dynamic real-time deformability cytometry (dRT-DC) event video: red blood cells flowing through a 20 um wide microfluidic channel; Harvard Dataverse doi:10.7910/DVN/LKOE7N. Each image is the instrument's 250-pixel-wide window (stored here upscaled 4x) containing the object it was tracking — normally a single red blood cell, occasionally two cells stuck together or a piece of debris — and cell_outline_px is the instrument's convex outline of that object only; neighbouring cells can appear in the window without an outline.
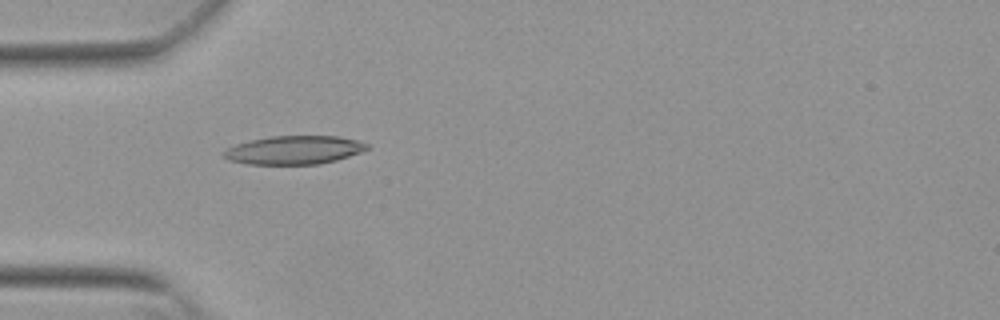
{"species": "Egyptian fruit bat (a non-hibernating species)", "species_latin": "Rousettus aegyptiacus", "temperature_condition": "warm", "stored_images_in_passage": 34, "camera_frame_rate_fps": 3000, "um_per_image_px": 0.085, "animal": {"sex": "female"}, "frame": {"image": 1, "passage_image": 9, "time_ms": 2.667, "image_size_px": [1000, 320], "cell_outline_px": [[368, 148], [360, 152], [336, 160], [320, 164], [244, 164], [228, 160], [224, 156], [224, 152], [228, 148], [236, 144], [268, 136], [340, 136], [356, 140], [368, 144]], "centroid_in_image_um": [24.99, 12.75], "position_along_channel_um": 60.0, "area_um2": 23.64}}
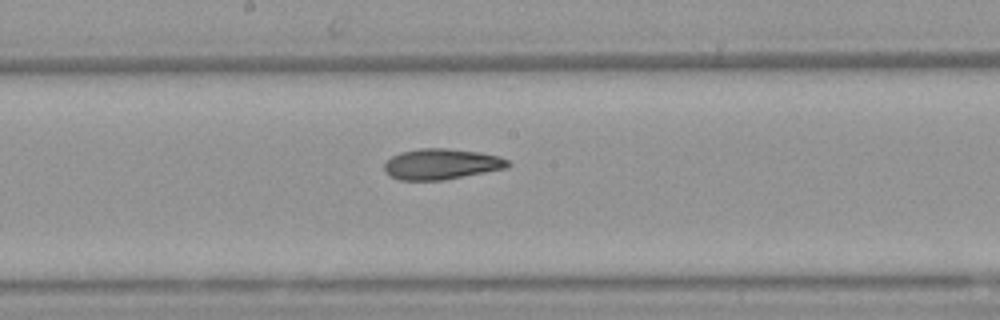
{"frame": {"image": 2, "passage_image": 21, "time_ms": 6.667, "image_size_px": [1000, 320], "cell_outline_px": [[512, 164], [508, 168], [444, 180], [400, 180], [388, 176], [384, 172], [384, 164], [392, 156], [400, 152], [420, 148], [448, 148], [480, 152], [500, 156], [508, 160]], "centroid_in_image_um": [37.53, 13.95], "position_along_channel_um": 210.7, "area_um2": 22.43}}
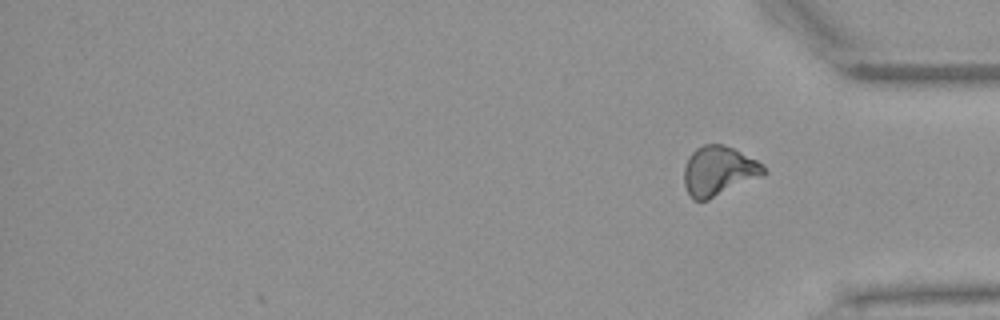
{"frame": {"image": 3, "passage_image": 34, "time_ms": 11.0, "image_size_px": [1000, 320], "cell_outline_px": [[768, 172], [764, 176], [708, 200], [692, 200], [684, 184], [684, 168], [688, 156], [696, 148], [704, 144], [720, 144], [732, 148], [764, 164]], "centroid_in_image_um": [61.11, 14.54], "position_along_channel_um": 374.1, "area_um2": 23.18}, "authors_computed_cell_mechanics": {"area_um2": 22.4264, "velocity_mm_per_s": 3.848, "shape_relaxation_time_tau1_ms": null, "shape_relaxation_time_tau2_ms": 4.2463, "deformation_change_tau1": null, "deformation_change_tau2": 0.1251}}